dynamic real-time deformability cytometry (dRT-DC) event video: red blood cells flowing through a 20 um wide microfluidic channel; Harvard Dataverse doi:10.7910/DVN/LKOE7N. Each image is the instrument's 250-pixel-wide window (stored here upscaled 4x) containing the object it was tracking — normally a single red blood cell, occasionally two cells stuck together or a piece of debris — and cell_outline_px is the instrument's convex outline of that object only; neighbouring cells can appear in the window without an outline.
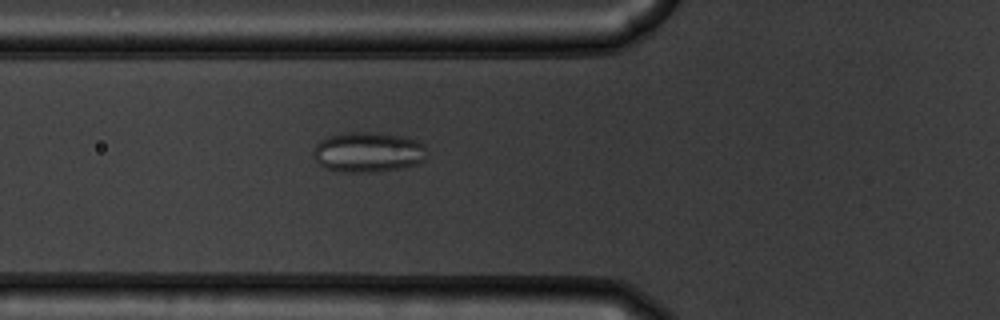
{"species": "common noctule bat (a hibernating species)", "species_latin": "Nyctalus noctula", "temperature_condition": "warm", "stored_images_in_passage": 55, "camera_frame_rate_fps": 3000, "um_per_image_px": 0.085, "animal": {"sex": "male", "body_mass_g": 19.5, "forearm_length_mm": 54.6}, "frame": {"image": 1, "passage_image": 21, "time_ms": 6.667, "image_size_px": [1000, 320], "cell_outline_px": [[424, 160], [416, 164], [400, 168], [380, 172], [340, 172], [324, 168], [312, 156], [312, 152], [316, 144], [320, 140], [332, 136], [348, 132], [368, 132], [396, 136], [416, 140], [424, 144]], "centroid_in_image_um": [31.23, 12.96], "position_along_channel_um": 94.6, "area_um2": 26.36}}
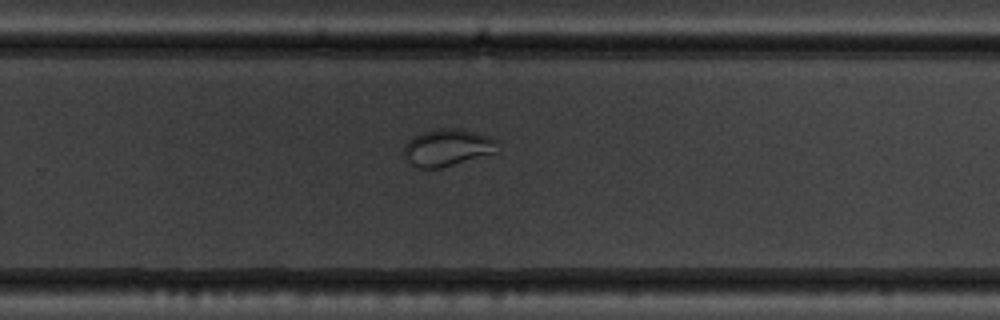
{"frame": {"image": 2, "passage_image": 37, "time_ms": 12.0, "image_size_px": [1000, 320], "cell_outline_px": [[500, 152], [440, 168], [420, 168], [412, 164], [408, 160], [404, 152], [404, 144], [408, 140], [420, 132], [436, 128], [452, 128], [476, 132], [488, 136], [496, 140], [500, 144]], "centroid_in_image_um": [38.08, 12.53], "position_along_channel_um": 291.7, "area_um2": 20.46}}
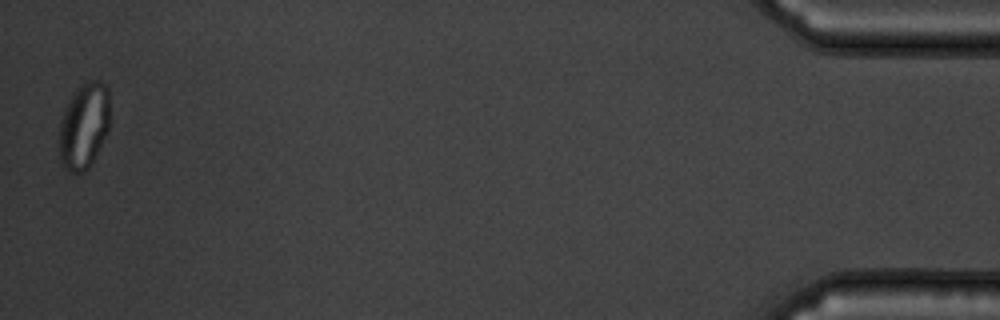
{"frame": {"image": 3, "passage_image": 55, "time_ms": 18.0, "image_size_px": [1000, 320], "cell_outline_px": [[108, 132], [88, 168], [84, 172], [68, 172], [60, 164], [60, 124], [68, 100], [88, 80], [100, 80], [108, 88]], "centroid_in_image_um": [7.13, 10.73], "position_along_channel_um": 428.1, "area_um2": 24.91}}